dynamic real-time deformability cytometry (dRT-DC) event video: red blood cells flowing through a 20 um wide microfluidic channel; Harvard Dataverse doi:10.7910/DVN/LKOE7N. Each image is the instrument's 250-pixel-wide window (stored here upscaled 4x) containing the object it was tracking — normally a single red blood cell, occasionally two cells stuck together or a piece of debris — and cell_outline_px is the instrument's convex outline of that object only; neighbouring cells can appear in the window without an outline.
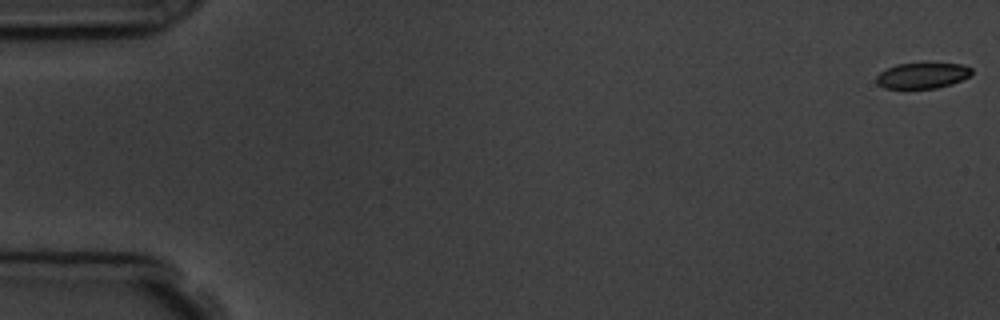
{"species": "common noctule bat (a hibernating species)", "species_latin": "Nyctalus noctula", "temperature_condition": "room temperature", "stored_images_in_passage": 5, "segment_of_instrument_passage": [2, 2], "camera_frame_rate_fps": 3000, "um_per_image_px": 0.085, "animal": {"sex": "male", "body_mass_g": 19.5, "forearm_length_mm": 54.6}, "frame": {"image": 1, "passage_image": 5, "time_ms": 5.667, "image_size_px": [1000, 320], "cell_outline_px": [[972, 72], [968, 76], [952, 84], [936, 88], [884, 88], [876, 84], [876, 76], [880, 72], [896, 64], [924, 60], [964, 64], [972, 68]], "centroid_in_image_um": [78.41, 6.36], "position_along_channel_um": 6.6, "area_um2": 15.09}}